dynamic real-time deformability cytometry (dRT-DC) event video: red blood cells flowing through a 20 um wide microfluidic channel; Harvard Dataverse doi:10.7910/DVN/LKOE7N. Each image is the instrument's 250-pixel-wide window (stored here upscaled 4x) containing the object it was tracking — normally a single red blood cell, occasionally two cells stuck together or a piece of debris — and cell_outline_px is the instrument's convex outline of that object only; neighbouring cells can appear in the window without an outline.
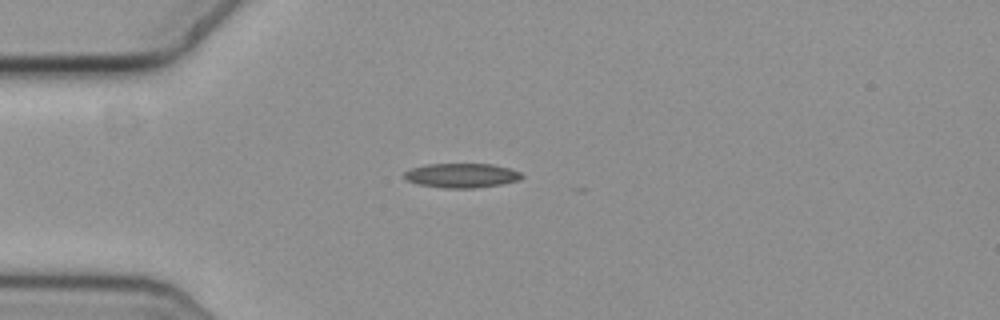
{"species": "common noctule bat (a hibernating species)", "species_latin": "Nyctalus noctula", "temperature_condition": "cold", "stored_images_in_passage": 39, "camera_frame_rate_fps": 3000, "um_per_image_px": 0.085, "animal": {"sex": "female", "body_mass_g": 19.3, "forearm_length_mm": 54.1}, "frame": {"image": 1, "passage_image": 5, "time_ms": 1.333, "image_size_px": [1000, 320], "cell_outline_px": [[524, 176], [520, 180], [500, 184], [472, 188], [444, 188], [420, 184], [404, 180], [404, 172], [412, 168], [424, 164], [492, 164], [508, 168], [520, 172]], "centroid_in_image_um": [39.22, 14.91], "position_along_channel_um": 45.8, "area_um2": 16.65}}
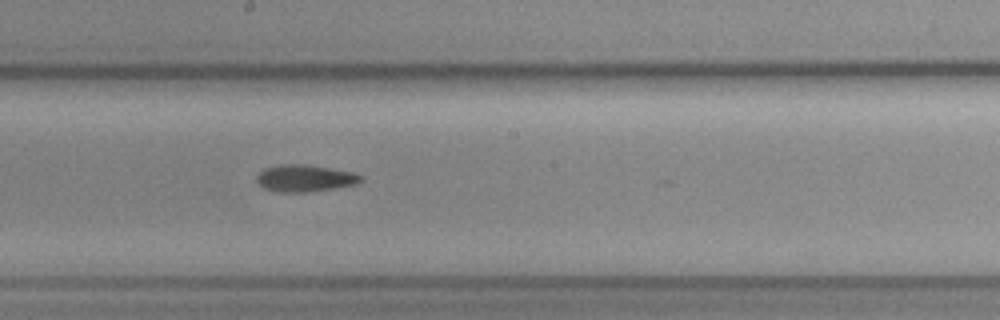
{"frame": {"image": 2, "passage_image": 21, "time_ms": 6.667, "image_size_px": [1000, 320], "cell_outline_px": [[364, 180], [356, 184], [308, 192], [276, 192], [264, 188], [256, 180], [256, 176], [264, 168], [280, 164], [304, 164], [352, 172], [364, 176]], "centroid_in_image_um": [25.91, 15.15], "position_along_channel_um": 222.3, "area_um2": 16.3}}
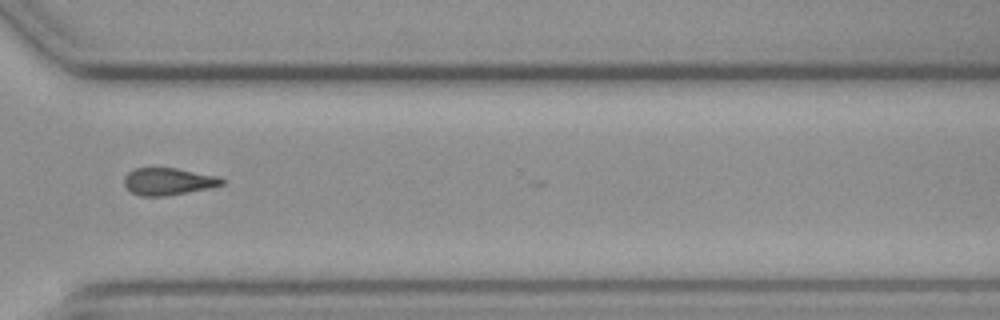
{"frame": {"image": 3, "passage_image": 32, "time_ms": 10.333, "image_size_px": [1000, 320], "cell_outline_px": [[224, 184], [212, 188], [168, 196], [140, 196], [132, 192], [124, 184], [124, 176], [128, 172], [136, 168], [176, 168], [220, 176], [224, 180]], "centroid_in_image_um": [14.34, 15.43], "position_along_channel_um": 356.3, "area_um2": 15.66}, "authors_computed_cell_mechanics": {"area_um2": 16.0684, "velocity_mm_per_s": 3.6557, "shape_relaxation_time_tau1_ms": 6.9666, "shape_relaxation_time_tau2_ms": 6.2598, "deformation_change_tau1": 0.1424, "deformation_change_tau2": 0.1367}}